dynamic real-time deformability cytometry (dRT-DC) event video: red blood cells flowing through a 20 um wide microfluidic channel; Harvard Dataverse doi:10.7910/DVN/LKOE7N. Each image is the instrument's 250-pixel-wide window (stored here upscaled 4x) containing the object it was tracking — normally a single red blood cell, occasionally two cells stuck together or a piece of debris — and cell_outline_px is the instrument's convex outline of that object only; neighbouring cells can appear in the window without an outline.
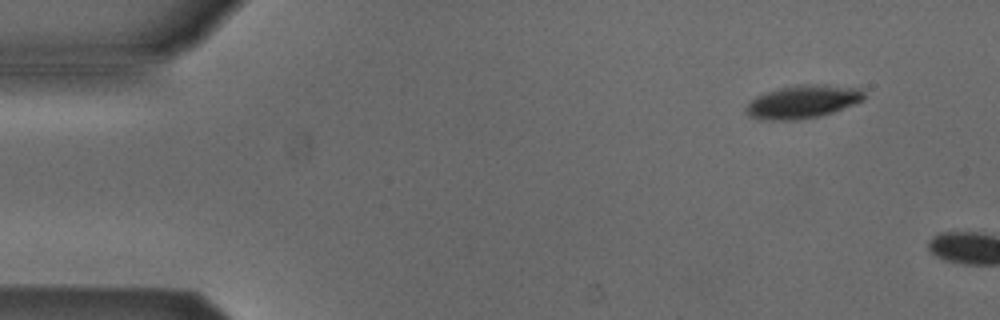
{"species": "Egyptian fruit bat (a non-hibernating species)", "species_latin": "Rousettus aegyptiacus", "temperature_condition": "cold", "stored_images_in_passage": 4, "camera_frame_rate_fps": 3000, "um_per_image_px": 0.085, "animal": {"sex": "male"}, "frame": {"image": 1, "passage_image": 1, "time_ms": 0.0, "image_size_px": [1000, 320], "cell_outline_px": [[864, 100], [832, 112], [820, 116], [796, 120], [760, 120], [748, 116], [744, 112], [744, 108], [756, 96], [780, 88], [796, 84], [828, 84], [860, 88], [864, 92]], "centroid_in_image_um": [68.21, 8.65], "position_along_channel_um": 16.8, "area_um2": 22.95}}